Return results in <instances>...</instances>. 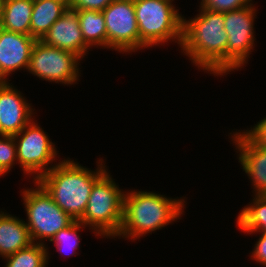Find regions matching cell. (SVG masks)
I'll list each match as a JSON object with an SVG mask.
<instances>
[{
	"instance_id": "obj_1",
	"label": "cell",
	"mask_w": 266,
	"mask_h": 267,
	"mask_svg": "<svg viewBox=\"0 0 266 267\" xmlns=\"http://www.w3.org/2000/svg\"><path fill=\"white\" fill-rule=\"evenodd\" d=\"M199 7L201 12L196 17L183 18L181 50L199 69L224 76L228 39L224 13Z\"/></svg>"
},
{
	"instance_id": "obj_2",
	"label": "cell",
	"mask_w": 266,
	"mask_h": 267,
	"mask_svg": "<svg viewBox=\"0 0 266 267\" xmlns=\"http://www.w3.org/2000/svg\"><path fill=\"white\" fill-rule=\"evenodd\" d=\"M97 163V169L92 171L74 160L65 159L55 166L51 165L52 168L36 182L64 212L73 220L79 221L88 204L94 183L107 171L102 159Z\"/></svg>"
},
{
	"instance_id": "obj_3",
	"label": "cell",
	"mask_w": 266,
	"mask_h": 267,
	"mask_svg": "<svg viewBox=\"0 0 266 267\" xmlns=\"http://www.w3.org/2000/svg\"><path fill=\"white\" fill-rule=\"evenodd\" d=\"M184 199L167 198L155 192L125 191L123 221L117 236L139 239L180 219L184 212Z\"/></svg>"
},
{
	"instance_id": "obj_4",
	"label": "cell",
	"mask_w": 266,
	"mask_h": 267,
	"mask_svg": "<svg viewBox=\"0 0 266 267\" xmlns=\"http://www.w3.org/2000/svg\"><path fill=\"white\" fill-rule=\"evenodd\" d=\"M172 1L134 0L141 49L162 45L171 39L181 47L184 17Z\"/></svg>"
},
{
	"instance_id": "obj_5",
	"label": "cell",
	"mask_w": 266,
	"mask_h": 267,
	"mask_svg": "<svg viewBox=\"0 0 266 267\" xmlns=\"http://www.w3.org/2000/svg\"><path fill=\"white\" fill-rule=\"evenodd\" d=\"M121 190L106 171L93 185L88 204L79 222L94 230L96 236L118 235L123 221V197Z\"/></svg>"
},
{
	"instance_id": "obj_6",
	"label": "cell",
	"mask_w": 266,
	"mask_h": 267,
	"mask_svg": "<svg viewBox=\"0 0 266 267\" xmlns=\"http://www.w3.org/2000/svg\"><path fill=\"white\" fill-rule=\"evenodd\" d=\"M33 182L37 186L35 189L28 188L22 192L28 220L25 224L32 242L44 244L42 240L50 241L55 234L68 227L74 220L54 202L38 182Z\"/></svg>"
},
{
	"instance_id": "obj_7",
	"label": "cell",
	"mask_w": 266,
	"mask_h": 267,
	"mask_svg": "<svg viewBox=\"0 0 266 267\" xmlns=\"http://www.w3.org/2000/svg\"><path fill=\"white\" fill-rule=\"evenodd\" d=\"M80 60L78 55L70 51L36 40L31 51L28 72L48 82L72 85L79 81Z\"/></svg>"
},
{
	"instance_id": "obj_8",
	"label": "cell",
	"mask_w": 266,
	"mask_h": 267,
	"mask_svg": "<svg viewBox=\"0 0 266 267\" xmlns=\"http://www.w3.org/2000/svg\"><path fill=\"white\" fill-rule=\"evenodd\" d=\"M32 119L24 129L14 135L17 148V161L24 174H33L34 181L47 173L58 154L54 143L49 140L46 132ZM48 167V168H47Z\"/></svg>"
},
{
	"instance_id": "obj_9",
	"label": "cell",
	"mask_w": 266,
	"mask_h": 267,
	"mask_svg": "<svg viewBox=\"0 0 266 267\" xmlns=\"http://www.w3.org/2000/svg\"><path fill=\"white\" fill-rule=\"evenodd\" d=\"M252 4L224 13V29L227 32L226 74L247 63L254 49V19L256 9ZM254 44V45H253Z\"/></svg>"
},
{
	"instance_id": "obj_10",
	"label": "cell",
	"mask_w": 266,
	"mask_h": 267,
	"mask_svg": "<svg viewBox=\"0 0 266 267\" xmlns=\"http://www.w3.org/2000/svg\"><path fill=\"white\" fill-rule=\"evenodd\" d=\"M102 13L107 29V48L120 53L140 49L134 0H114Z\"/></svg>"
},
{
	"instance_id": "obj_11",
	"label": "cell",
	"mask_w": 266,
	"mask_h": 267,
	"mask_svg": "<svg viewBox=\"0 0 266 267\" xmlns=\"http://www.w3.org/2000/svg\"><path fill=\"white\" fill-rule=\"evenodd\" d=\"M30 105L8 81H0V136H14L24 129L33 119Z\"/></svg>"
},
{
	"instance_id": "obj_12",
	"label": "cell",
	"mask_w": 266,
	"mask_h": 267,
	"mask_svg": "<svg viewBox=\"0 0 266 267\" xmlns=\"http://www.w3.org/2000/svg\"><path fill=\"white\" fill-rule=\"evenodd\" d=\"M239 152L238 160L252 181L254 195H266V148L258 145L245 131L231 135Z\"/></svg>"
},
{
	"instance_id": "obj_13",
	"label": "cell",
	"mask_w": 266,
	"mask_h": 267,
	"mask_svg": "<svg viewBox=\"0 0 266 267\" xmlns=\"http://www.w3.org/2000/svg\"><path fill=\"white\" fill-rule=\"evenodd\" d=\"M35 42L31 35L0 28V81H7L8 75L21 68L28 70Z\"/></svg>"
},
{
	"instance_id": "obj_14",
	"label": "cell",
	"mask_w": 266,
	"mask_h": 267,
	"mask_svg": "<svg viewBox=\"0 0 266 267\" xmlns=\"http://www.w3.org/2000/svg\"><path fill=\"white\" fill-rule=\"evenodd\" d=\"M41 41L47 45L70 51L81 59L91 47L84 41L77 11L68 8L49 28Z\"/></svg>"
},
{
	"instance_id": "obj_15",
	"label": "cell",
	"mask_w": 266,
	"mask_h": 267,
	"mask_svg": "<svg viewBox=\"0 0 266 267\" xmlns=\"http://www.w3.org/2000/svg\"><path fill=\"white\" fill-rule=\"evenodd\" d=\"M25 221L0 211V255L7 257L32 244Z\"/></svg>"
},
{
	"instance_id": "obj_16",
	"label": "cell",
	"mask_w": 266,
	"mask_h": 267,
	"mask_svg": "<svg viewBox=\"0 0 266 267\" xmlns=\"http://www.w3.org/2000/svg\"><path fill=\"white\" fill-rule=\"evenodd\" d=\"M34 0H3L0 28L30 35L31 14Z\"/></svg>"
},
{
	"instance_id": "obj_17",
	"label": "cell",
	"mask_w": 266,
	"mask_h": 267,
	"mask_svg": "<svg viewBox=\"0 0 266 267\" xmlns=\"http://www.w3.org/2000/svg\"><path fill=\"white\" fill-rule=\"evenodd\" d=\"M69 7L60 0H34L30 35L41 40Z\"/></svg>"
},
{
	"instance_id": "obj_18",
	"label": "cell",
	"mask_w": 266,
	"mask_h": 267,
	"mask_svg": "<svg viewBox=\"0 0 266 267\" xmlns=\"http://www.w3.org/2000/svg\"><path fill=\"white\" fill-rule=\"evenodd\" d=\"M84 41L90 47L107 48V29L102 11L76 10ZM97 45V46H96Z\"/></svg>"
},
{
	"instance_id": "obj_19",
	"label": "cell",
	"mask_w": 266,
	"mask_h": 267,
	"mask_svg": "<svg viewBox=\"0 0 266 267\" xmlns=\"http://www.w3.org/2000/svg\"><path fill=\"white\" fill-rule=\"evenodd\" d=\"M254 196L249 206H245L239 213L237 225L248 234L266 233V195Z\"/></svg>"
},
{
	"instance_id": "obj_20",
	"label": "cell",
	"mask_w": 266,
	"mask_h": 267,
	"mask_svg": "<svg viewBox=\"0 0 266 267\" xmlns=\"http://www.w3.org/2000/svg\"><path fill=\"white\" fill-rule=\"evenodd\" d=\"M45 244L32 243L29 247L4 257L5 267H46L48 265V248Z\"/></svg>"
},
{
	"instance_id": "obj_21",
	"label": "cell",
	"mask_w": 266,
	"mask_h": 267,
	"mask_svg": "<svg viewBox=\"0 0 266 267\" xmlns=\"http://www.w3.org/2000/svg\"><path fill=\"white\" fill-rule=\"evenodd\" d=\"M81 227L83 228L86 226L83 223L74 220L68 227L61 229L57 234H55L50 242L55 243L59 252H62L63 250L65 252V248H67L68 251L73 250L72 254L75 255L76 252L74 253V251L79 248L80 235L77 234Z\"/></svg>"
},
{
	"instance_id": "obj_22",
	"label": "cell",
	"mask_w": 266,
	"mask_h": 267,
	"mask_svg": "<svg viewBox=\"0 0 266 267\" xmlns=\"http://www.w3.org/2000/svg\"><path fill=\"white\" fill-rule=\"evenodd\" d=\"M0 137V176H3L17 163V148L13 136Z\"/></svg>"
},
{
	"instance_id": "obj_23",
	"label": "cell",
	"mask_w": 266,
	"mask_h": 267,
	"mask_svg": "<svg viewBox=\"0 0 266 267\" xmlns=\"http://www.w3.org/2000/svg\"><path fill=\"white\" fill-rule=\"evenodd\" d=\"M252 0H202L200 6L221 13L240 9L251 4Z\"/></svg>"
},
{
	"instance_id": "obj_24",
	"label": "cell",
	"mask_w": 266,
	"mask_h": 267,
	"mask_svg": "<svg viewBox=\"0 0 266 267\" xmlns=\"http://www.w3.org/2000/svg\"><path fill=\"white\" fill-rule=\"evenodd\" d=\"M114 0H73L72 10H97L103 11Z\"/></svg>"
},
{
	"instance_id": "obj_25",
	"label": "cell",
	"mask_w": 266,
	"mask_h": 267,
	"mask_svg": "<svg viewBox=\"0 0 266 267\" xmlns=\"http://www.w3.org/2000/svg\"><path fill=\"white\" fill-rule=\"evenodd\" d=\"M258 145L266 148V117L245 131Z\"/></svg>"
},
{
	"instance_id": "obj_26",
	"label": "cell",
	"mask_w": 266,
	"mask_h": 267,
	"mask_svg": "<svg viewBox=\"0 0 266 267\" xmlns=\"http://www.w3.org/2000/svg\"><path fill=\"white\" fill-rule=\"evenodd\" d=\"M261 234L250 257L266 267V233Z\"/></svg>"
},
{
	"instance_id": "obj_27",
	"label": "cell",
	"mask_w": 266,
	"mask_h": 267,
	"mask_svg": "<svg viewBox=\"0 0 266 267\" xmlns=\"http://www.w3.org/2000/svg\"><path fill=\"white\" fill-rule=\"evenodd\" d=\"M60 1H62L64 4H66L68 7H70L71 6V4H72V2H73V0H60Z\"/></svg>"
},
{
	"instance_id": "obj_28",
	"label": "cell",
	"mask_w": 266,
	"mask_h": 267,
	"mask_svg": "<svg viewBox=\"0 0 266 267\" xmlns=\"http://www.w3.org/2000/svg\"><path fill=\"white\" fill-rule=\"evenodd\" d=\"M2 4H3V0H0V14H1V9H2Z\"/></svg>"
}]
</instances>
